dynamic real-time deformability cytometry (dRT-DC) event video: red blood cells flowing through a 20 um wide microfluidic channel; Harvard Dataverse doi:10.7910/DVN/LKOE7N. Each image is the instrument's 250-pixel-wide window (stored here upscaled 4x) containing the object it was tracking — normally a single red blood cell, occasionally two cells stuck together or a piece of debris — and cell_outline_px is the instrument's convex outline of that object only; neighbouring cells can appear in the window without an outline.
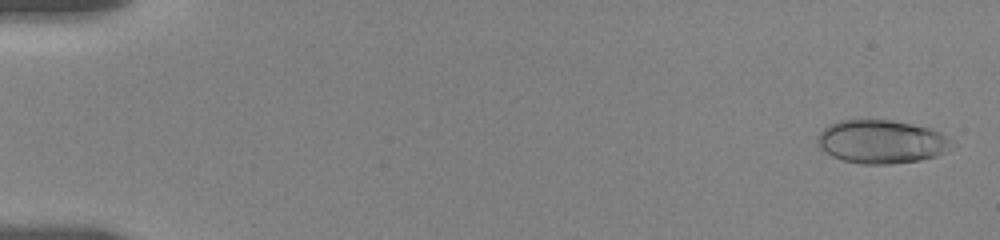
{"species": "human", "species_latin": "Homo sapiens", "temperature_condition": "room temperature", "stored_images_in_passage": 24, "camera_frame_rate_fps": 3000, "um_per_image_px": 0.085, "donor": {"sex": "female"}, "frame": {"image": 1, "passage_image": 2, "time_ms": 0.333, "image_size_px": [1000, 240], "cell_outline_px": [[956, 144], [944, 152], [936, 156], [920, 160], [888, 164], [860, 164], [844, 160], [832, 156], [820, 148], [816, 144], [816, 140], [820, 132], [824, 128], [840, 120], [892, 120], [912, 124], [928, 128], [940, 132]], "centroid_in_image_um": [74.92, 12.05], "position_along_channel_um": 10.1, "area_um2": 33.93}}
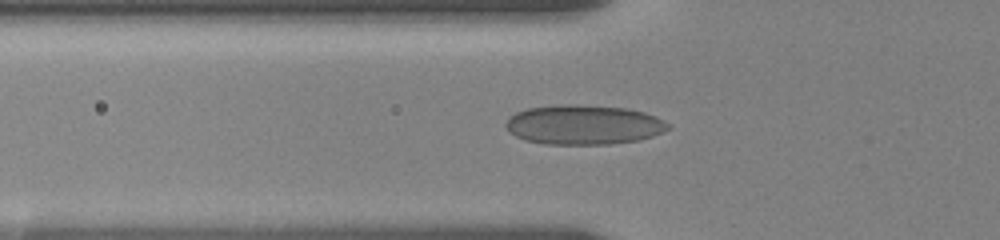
{"frame": {"image": 2, "passage_image": 20, "time_ms": 6.333, "image_size_px": [1000, 240], "cell_outline_px": [[672, 128], [664, 132], [640, 140], [608, 144], [544, 144], [524, 140], [508, 132], [504, 124], [516, 112], [528, 108], [628, 108], [644, 112], [656, 116], [672, 124]], "centroid_in_image_um": [49.69, 10.67], "position_along_channel_um": 76.1, "area_um2": 36.18}}
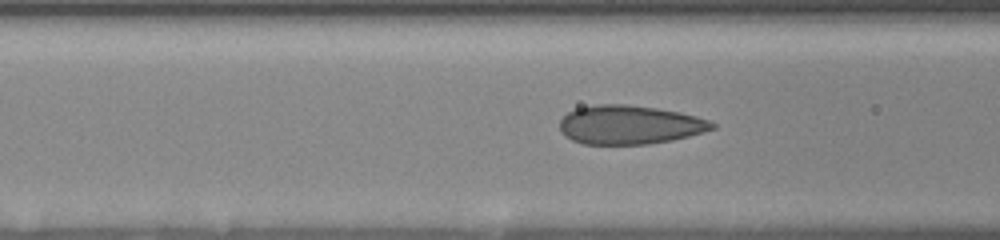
{"frame": {"image": 3, "passage_image": 22, "time_ms": 7.333, "image_size_px": [1000, 240], "cell_outline_px": [[716, 128], [704, 132], [672, 140], [648, 144], [584, 144], [572, 140], [564, 136], [560, 132], [560, 120], [568, 112], [576, 108], [596, 104], [628, 104], [656, 108], [680, 112], [696, 116], [708, 120], [716, 124]], "centroid_in_image_um": [53.5, 10.6], "position_along_channel_um": 113.1, "area_um2": 34.68}}